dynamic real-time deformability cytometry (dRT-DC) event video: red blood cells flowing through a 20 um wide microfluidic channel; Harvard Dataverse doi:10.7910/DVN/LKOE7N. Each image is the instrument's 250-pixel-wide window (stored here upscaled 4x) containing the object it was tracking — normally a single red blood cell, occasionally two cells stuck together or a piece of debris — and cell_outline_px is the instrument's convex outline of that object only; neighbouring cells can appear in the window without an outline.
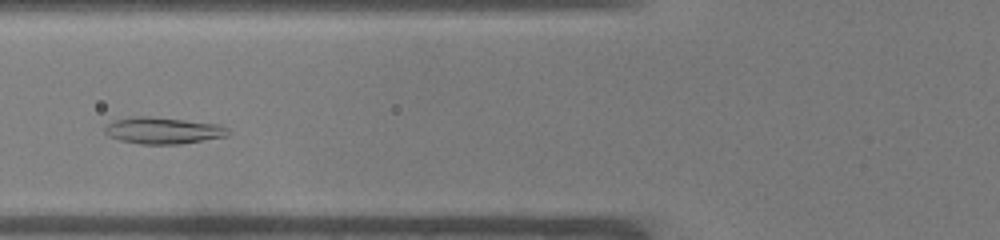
{"species": "common noctule bat (a hibernating species)", "species_latin": "Nyctalus noctula", "temperature_condition": "warm", "stored_images_in_passage": 40, "camera_frame_rate_fps": 3000, "um_per_image_px": 0.085, "animal": {"sex": "male", "body_mass_g": 19.0, "forearm_length_mm": 50.8}, "frame": {"image": 1, "passage_image": 9, "time_ms": 2.667, "image_size_px": [1000, 240], "cell_outline_px": [[232, 132], [228, 136], [180, 144], [140, 144], [120, 140], [108, 136], [104, 132], [104, 128], [108, 124], [116, 120], [136, 116], [148, 116], [220, 124], [228, 128]], "centroid_in_image_um": [13.9, 11.1], "position_along_channel_um": 111.9, "area_um2": 19.13}}
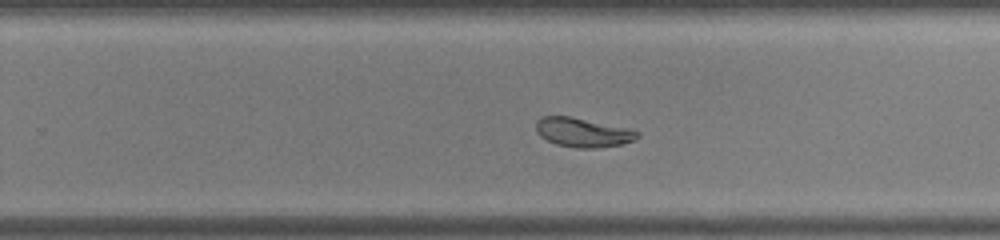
{"frame": {"image": 2, "passage_image": 22, "time_ms": 7.0, "image_size_px": [1000, 240], "cell_outline_px": [[640, 136], [624, 144], [596, 148], [576, 148], [556, 144], [540, 136], [536, 132], [536, 120], [544, 116], [568, 116], [632, 128], [640, 132]], "centroid_in_image_um": [49.57, 11.25], "position_along_channel_um": 280.2, "area_um2": 17.4}}
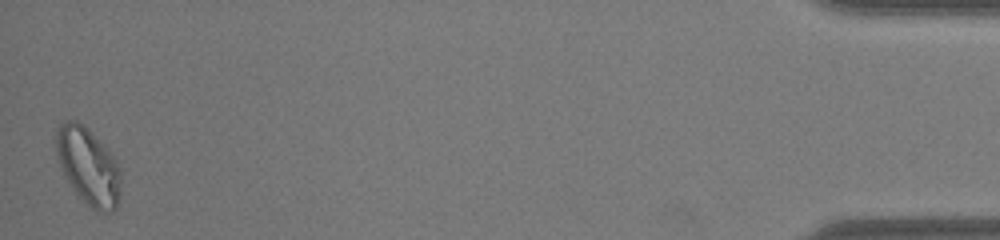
{"frame": {"image": 3, "passage_image": 40, "time_ms": 13.0, "image_size_px": [1000, 240], "cell_outline_px": [[120, 200], [116, 208], [112, 212], [100, 212], [92, 208], [76, 196], [64, 176], [56, 152], [56, 128], [64, 120], [76, 120], [88, 128], [108, 148], [120, 164]], "centroid_in_image_um": [7.52, 14.13], "position_along_channel_um": 427.7, "area_um2": 29.65}, "authors_computed_cell_mechanics": {"area_um2": 19.5364, "velocity_mm_per_s": 3.8991, "shape_relaxation_time_tau1_ms": 8.1327, "shape_relaxation_time_tau2_ms": 0.6727, "deformation_change_tau1": 0.1772, "deformation_change_tau2": 0.0209}}